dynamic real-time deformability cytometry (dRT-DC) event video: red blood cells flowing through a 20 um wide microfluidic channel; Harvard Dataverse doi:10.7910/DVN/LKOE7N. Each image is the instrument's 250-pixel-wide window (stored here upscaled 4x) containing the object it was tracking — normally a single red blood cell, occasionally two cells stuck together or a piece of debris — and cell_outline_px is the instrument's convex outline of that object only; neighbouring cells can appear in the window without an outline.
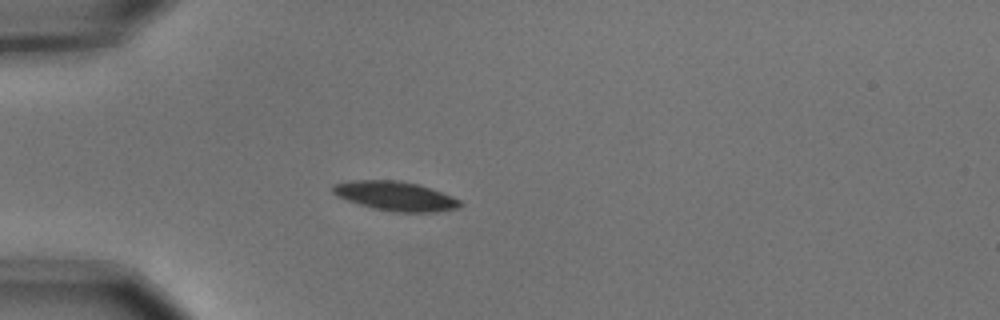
{"species": "common noctule bat (a hibernating species)", "species_latin": "Nyctalus noctula", "temperature_condition": "cold", "stored_images_in_passage": 2, "camera_frame_rate_fps": 3000, "um_per_image_px": 0.085, "animal": {"sex": "male", "body_mass_g": 15.6}, "frame": {"image": 1, "passage_image": 1, "time_ms": 0.0, "image_size_px": [1000, 320], "cell_outline_px": [[464, 204], [456, 208], [436, 212], [392, 212], [372, 208], [336, 196], [332, 192], [332, 184], [348, 180], [400, 180], [432, 188], [452, 196], [460, 200]], "centroid_in_image_um": [33.59, 16.66], "position_along_channel_um": 51.4, "area_um2": 21.91}}